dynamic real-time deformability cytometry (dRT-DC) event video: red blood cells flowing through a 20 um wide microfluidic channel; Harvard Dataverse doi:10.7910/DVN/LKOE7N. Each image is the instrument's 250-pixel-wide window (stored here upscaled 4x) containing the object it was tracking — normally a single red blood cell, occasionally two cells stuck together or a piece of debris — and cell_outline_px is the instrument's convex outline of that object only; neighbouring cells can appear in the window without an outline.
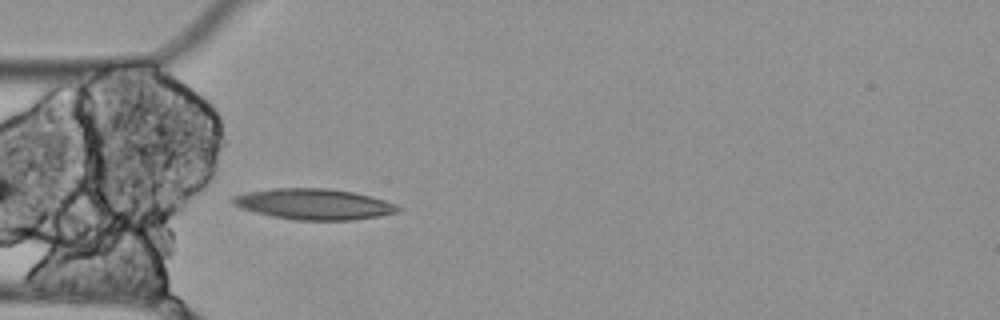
{"species": "Egyptian fruit bat (a non-hibernating species)", "species_latin": "Rousettus aegyptiacus", "temperature_condition": "cold", "stored_images_in_passage": 5, "camera_frame_rate_fps": 3000, "um_per_image_px": 0.085, "animal": {"sex": "female"}, "frame": {"image": 1, "passage_image": 5, "time_ms": 1.333, "image_size_px": [1000, 320], "cell_outline_px": [[404, 208], [400, 212], [352, 220], [296, 220], [272, 216], [240, 208], [232, 204], [228, 200], [232, 196], [244, 192], [272, 188], [328, 188], [352, 192], [372, 196], [396, 204]], "centroid_in_image_um": [26.65, 17.34], "position_along_channel_um": 58.3, "area_um2": 29.94}}